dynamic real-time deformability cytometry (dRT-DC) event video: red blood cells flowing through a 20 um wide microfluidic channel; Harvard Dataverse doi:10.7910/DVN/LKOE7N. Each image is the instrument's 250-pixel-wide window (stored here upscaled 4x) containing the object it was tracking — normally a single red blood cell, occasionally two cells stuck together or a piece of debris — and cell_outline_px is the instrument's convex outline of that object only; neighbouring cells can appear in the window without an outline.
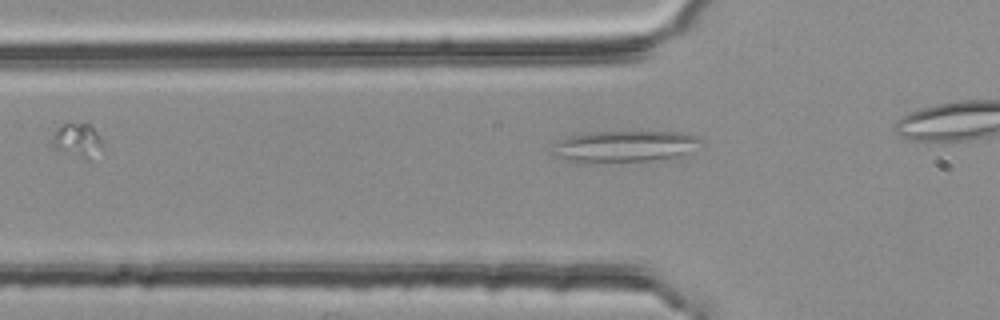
{"species": "common noctule bat (a hibernating species)", "species_latin": "Nyctalus noctula", "temperature_condition": "room temperature", "stored_images_in_passage": 8, "camera_frame_rate_fps": 3000, "um_per_image_px": 0.085, "animal": {"sex": "female", "body_mass_g": 25.1}, "frame": {"image": 1, "passage_image": 6, "time_ms": 1.667, "image_size_px": [1000, 320], "cell_outline_px": [[700, 140], [684, 152], [676, 156], [652, 160], [580, 164], [576, 164], [552, 156], [552, 152], [556, 140], [568, 136], [588, 132], [680, 132], [700, 136]], "centroid_in_image_um": [52.87, 12.46], "position_along_channel_um": 72.9, "area_um2": 27.28}}